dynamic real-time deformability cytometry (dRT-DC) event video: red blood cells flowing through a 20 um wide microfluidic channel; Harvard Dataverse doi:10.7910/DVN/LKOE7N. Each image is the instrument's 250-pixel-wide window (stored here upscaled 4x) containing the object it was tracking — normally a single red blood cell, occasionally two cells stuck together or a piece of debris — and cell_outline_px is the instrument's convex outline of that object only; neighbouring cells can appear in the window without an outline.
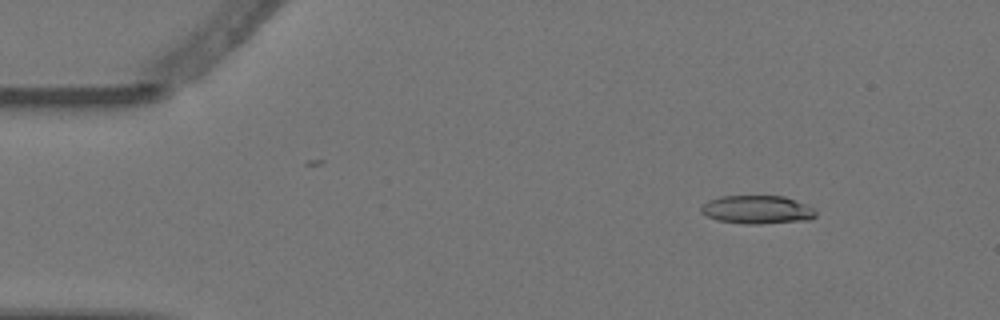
{"species": "Egyptian fruit bat (a non-hibernating species)", "species_latin": "Rousettus aegyptiacus", "temperature_condition": "warm", "stored_images_in_passage": 7, "camera_frame_rate_fps": 3000, "um_per_image_px": 0.085, "animal": {"sex": "female"}, "frame": {"image": 1, "passage_image": 2, "time_ms": 0.333, "image_size_px": [1000, 320], "cell_outline_px": [[816, 216], [812, 220], [760, 224], [744, 224], [716, 220], [700, 212], [700, 208], [708, 200], [720, 196], [784, 196], [808, 204], [816, 212]], "centroid_in_image_um": [64.38, 17.83], "position_along_channel_um": 20.6, "area_um2": 19.19}}
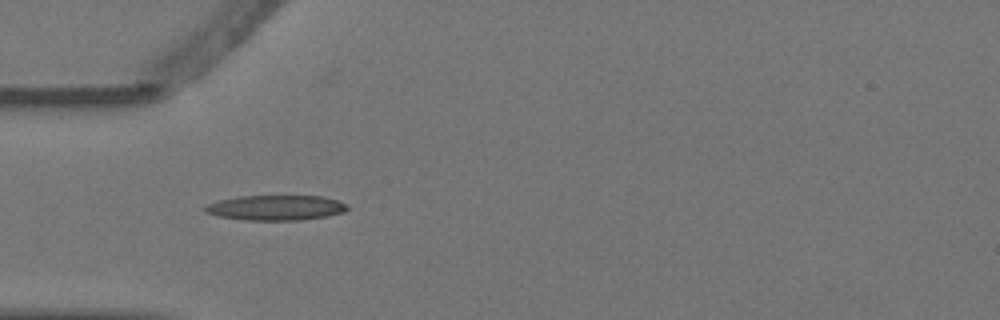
{"frame": {"image": 2, "passage_image": 5, "time_ms": 1.333, "image_size_px": [1000, 320], "cell_outline_px": [[348, 208], [344, 212], [324, 216], [300, 220], [244, 220], [216, 216], [204, 212], [200, 208], [204, 204], [220, 200], [240, 196], [324, 196], [348, 204]], "centroid_in_image_um": [23.36, 17.65], "position_along_channel_um": 61.6, "area_um2": 20.98}}
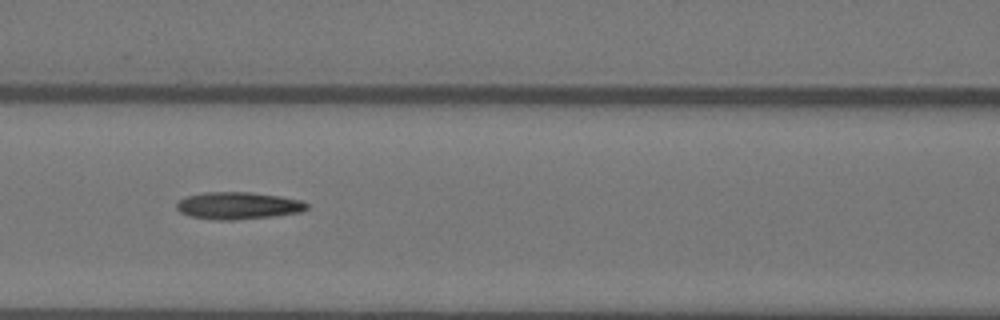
{"frame": {"image": 3, "passage_image": 7, "time_ms": 2.0, "image_size_px": [1000, 320], "cell_outline_px": [[308, 208], [300, 212], [272, 216], [232, 220], [216, 220], [192, 216], [180, 212], [176, 208], [176, 204], [180, 200], [188, 196], [204, 192], [248, 192], [280, 196], [304, 200], [308, 204]], "centroid_in_image_um": [20.27, 17.47], "position_along_channel_um": 146.3, "area_um2": 20.52}}